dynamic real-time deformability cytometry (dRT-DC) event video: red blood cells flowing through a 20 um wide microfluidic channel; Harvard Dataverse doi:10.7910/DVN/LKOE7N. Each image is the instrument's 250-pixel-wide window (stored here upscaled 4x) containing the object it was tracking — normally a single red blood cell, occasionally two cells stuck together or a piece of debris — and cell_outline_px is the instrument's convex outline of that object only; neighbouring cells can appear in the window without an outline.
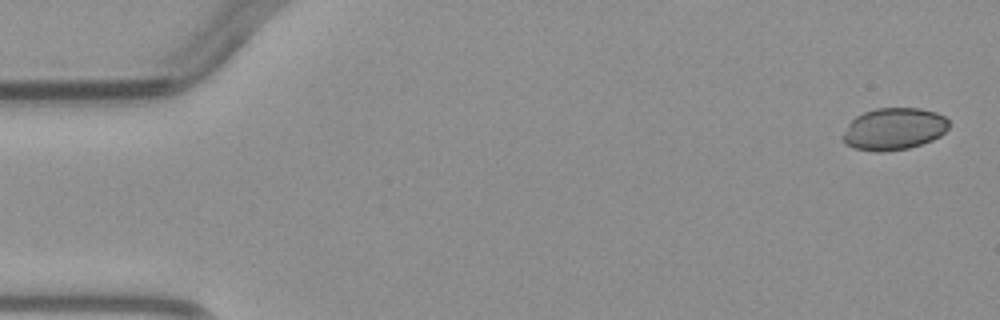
{"species": "common noctule bat (a hibernating species)", "species_latin": "Nyctalus noctula", "temperature_condition": "warm", "stored_images_in_passage": 2, "segment_of_instrument_passage": [2, 2], "camera_frame_rate_fps": 3000, "um_per_image_px": 0.085, "animal": {"sex": "male", "body_mass_g": 23.1, "forearm_length_mm": 52.7}, "frame": {"image": 1, "passage_image": 2, "time_ms": 1.333, "image_size_px": [1000, 320], "cell_outline_px": [[948, 128], [940, 136], [932, 140], [908, 148], [880, 152], [876, 152], [852, 148], [844, 144], [844, 132], [848, 124], [856, 116], [864, 112], [876, 108], [920, 108], [936, 112], [944, 116], [948, 120]], "centroid_in_image_um": [75.97, 10.96], "position_along_channel_um": 9.0, "area_um2": 25.95}}